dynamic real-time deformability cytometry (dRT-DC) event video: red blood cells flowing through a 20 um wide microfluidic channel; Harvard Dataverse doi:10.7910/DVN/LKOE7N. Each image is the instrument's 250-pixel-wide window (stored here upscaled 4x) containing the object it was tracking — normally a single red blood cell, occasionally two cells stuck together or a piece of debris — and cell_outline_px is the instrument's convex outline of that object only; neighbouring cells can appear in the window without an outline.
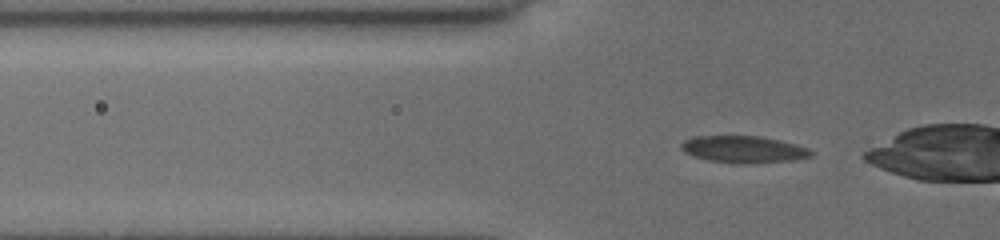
{"species": "common noctule bat (a hibernating species)", "species_latin": "Nyctalus noctula", "temperature_condition": "cold", "stored_images_in_passage": 31, "camera_frame_rate_fps": 3000, "um_per_image_px": 0.085, "animal": {"sex": "female", "body_mass_g": 19.5, "forearm_length_mm": 54.1}, "frame": {"image": 1, "passage_image": 2, "time_ms": 0.333, "image_size_px": [1000, 240], "cell_outline_px": [[812, 156], [792, 160], [748, 164], [740, 164], [708, 160], [684, 152], [680, 148], [680, 144], [684, 140], [692, 136], [760, 136], [780, 140], [808, 148], [812, 152]], "centroid_in_image_um": [63.18, 12.69], "position_along_channel_um": 62.6, "area_um2": 20.35}}
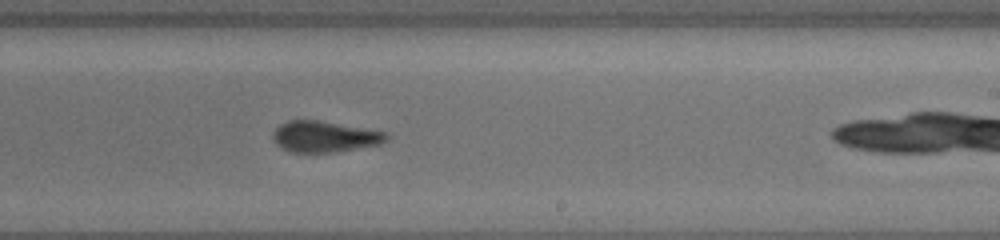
{"frame": {"image": 2, "passage_image": 18, "time_ms": 5.667, "image_size_px": [1000, 240], "cell_outline_px": [[388, 140], [380, 144], [336, 152], [288, 152], [276, 144], [272, 140], [272, 132], [280, 124], [288, 120], [316, 120], [384, 132], [388, 136]], "centroid_in_image_um": [27.52, 11.62], "position_along_channel_um": 261.5, "area_um2": 20.4}}
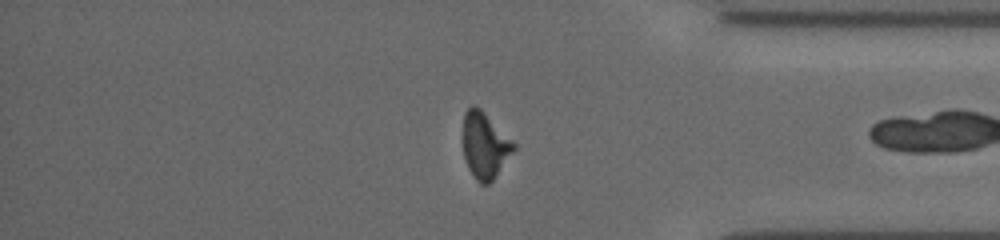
{"frame": {"image": 3, "passage_image": 29, "time_ms": 9.333, "image_size_px": [1000, 240], "cell_outline_px": [[516, 148], [492, 180], [488, 184], [480, 184], [472, 176], [468, 168], [464, 156], [460, 140], [464, 112], [472, 104], [480, 108], [516, 144]], "centroid_in_image_um": [41.14, 12.34], "position_along_channel_um": 394.1, "area_um2": 19.88}}